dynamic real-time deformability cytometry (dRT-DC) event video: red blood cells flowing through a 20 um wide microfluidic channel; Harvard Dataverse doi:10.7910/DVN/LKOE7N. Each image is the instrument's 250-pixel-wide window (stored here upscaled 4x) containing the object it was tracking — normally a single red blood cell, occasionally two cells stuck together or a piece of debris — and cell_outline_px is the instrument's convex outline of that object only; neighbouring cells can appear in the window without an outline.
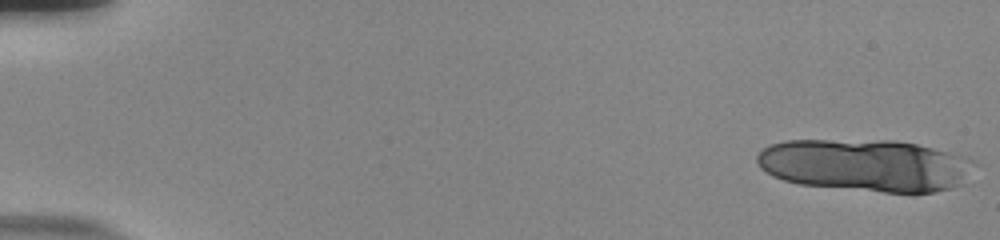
{"species": "human", "species_latin": "Homo sapiens", "temperature_condition": "room temperature", "stored_images_in_passage": 17, "camera_frame_rate_fps": 3000, "um_per_image_px": 0.085, "donor": {"sex": "male"}, "frame": {"image": 1, "passage_image": 1, "time_ms": 0.0, "image_size_px": [1000, 240], "cell_outline_px": [[976, 164], [964, 184], [952, 188], [912, 196], [800, 184], [784, 180], [772, 176], [760, 168], [756, 164], [756, 152], [772, 144], [784, 140], [896, 140], [916, 144], [968, 156]], "centroid_in_image_um": [73.62, 14.07], "position_along_channel_um": 11.4, "area_um2": 67.8}}